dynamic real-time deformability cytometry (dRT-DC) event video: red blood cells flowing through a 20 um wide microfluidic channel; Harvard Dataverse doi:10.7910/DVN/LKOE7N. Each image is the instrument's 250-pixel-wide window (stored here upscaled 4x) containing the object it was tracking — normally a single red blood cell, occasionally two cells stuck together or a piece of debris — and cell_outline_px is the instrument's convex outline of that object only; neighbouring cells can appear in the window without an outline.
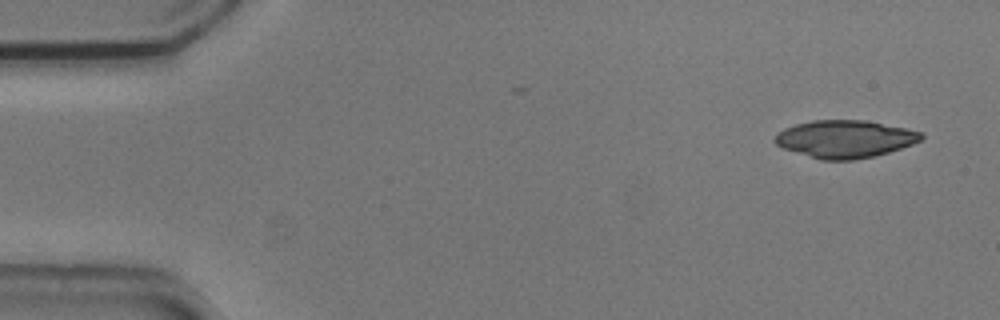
{"species": "common noctule bat (a hibernating species)", "species_latin": "Nyctalus noctula", "temperature_condition": "cold", "stored_images_in_passage": 4, "camera_frame_rate_fps": 3000, "um_per_image_px": 0.085, "animal": {"sex": "male", "body_mass_g": 20.5, "forearm_length_mm": 52.5}, "frame": {"image": 1, "passage_image": 1, "time_ms": 0.0, "image_size_px": [1000, 320], "cell_outline_px": [[924, 136], [920, 140], [912, 144], [888, 152], [872, 156], [852, 160], [820, 160], [784, 148], [776, 144], [772, 140], [784, 128], [796, 124], [812, 120], [864, 120], [904, 128], [920, 132]], "centroid_in_image_um": [71.79, 11.81], "position_along_channel_um": 13.2, "area_um2": 31.62}}